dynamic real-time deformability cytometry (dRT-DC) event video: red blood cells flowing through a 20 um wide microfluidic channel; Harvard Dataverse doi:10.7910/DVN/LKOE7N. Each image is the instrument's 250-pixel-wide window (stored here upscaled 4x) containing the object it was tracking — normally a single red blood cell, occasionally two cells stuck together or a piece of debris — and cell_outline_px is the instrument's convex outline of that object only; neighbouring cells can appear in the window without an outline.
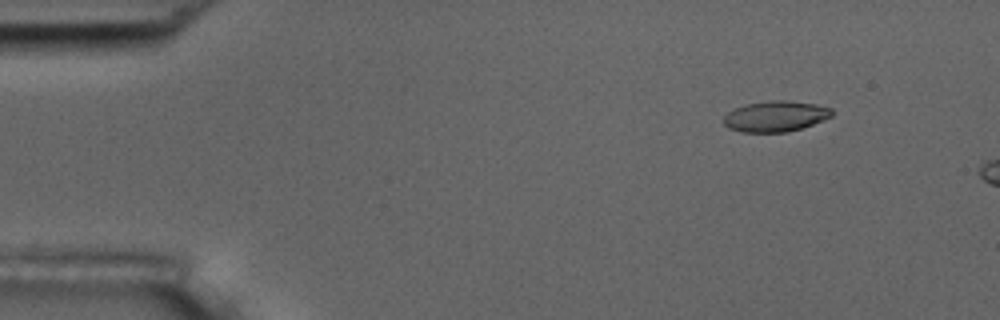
{"species": "common noctule bat (a hibernating species)", "species_latin": "Nyctalus noctula", "temperature_condition": "room temperature", "stored_images_in_passage": 4, "camera_frame_rate_fps": 3000, "um_per_image_px": 0.085, "animal": {"sex": "male", "body_mass_g": 17.5, "forearm_length_mm": 52.3}, "frame": {"image": 1, "passage_image": 2, "time_ms": 0.333, "image_size_px": [1000, 320], "cell_outline_px": [[832, 116], [824, 120], [788, 132], [740, 132], [728, 128], [724, 124], [724, 116], [728, 112], [744, 104], [772, 100], [788, 100], [816, 104], [832, 108]], "centroid_in_image_um": [65.91, 9.88], "position_along_channel_um": 19.1, "area_um2": 19.42}}